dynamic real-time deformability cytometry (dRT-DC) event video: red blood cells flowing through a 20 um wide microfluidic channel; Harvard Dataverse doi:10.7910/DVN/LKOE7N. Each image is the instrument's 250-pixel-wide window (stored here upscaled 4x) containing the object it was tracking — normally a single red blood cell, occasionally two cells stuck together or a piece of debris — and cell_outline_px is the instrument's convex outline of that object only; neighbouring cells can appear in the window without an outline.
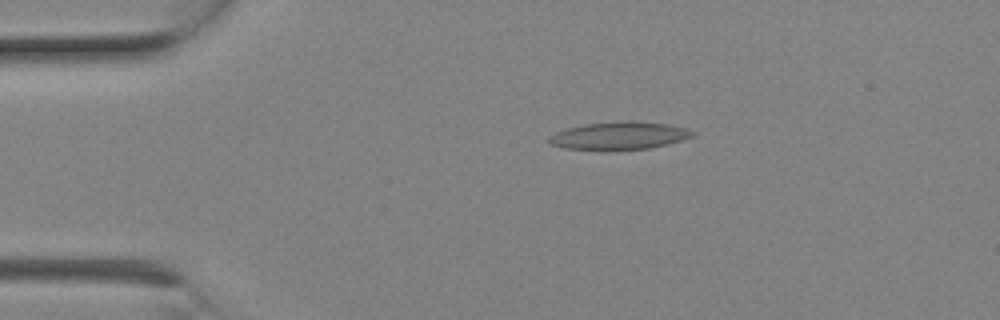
{"species": "Egyptian fruit bat (a non-hibernating species)", "species_latin": "Rousettus aegyptiacus", "temperature_condition": "room temperature", "stored_images_in_passage": 6, "camera_frame_rate_fps": 3000, "um_per_image_px": 0.085, "animal": {"sex": "female"}, "frame": {"image": 1, "passage_image": 4, "time_ms": 1.0, "image_size_px": [1000, 320], "cell_outline_px": [[696, 132], [692, 136], [668, 144], [648, 148], [604, 152], [564, 148], [548, 144], [548, 136], [556, 132], [568, 128], [584, 124], [628, 120], [632, 120], [668, 124], [684, 128]], "centroid_in_image_um": [52.56, 11.56], "position_along_channel_um": 32.4, "area_um2": 23.76}}